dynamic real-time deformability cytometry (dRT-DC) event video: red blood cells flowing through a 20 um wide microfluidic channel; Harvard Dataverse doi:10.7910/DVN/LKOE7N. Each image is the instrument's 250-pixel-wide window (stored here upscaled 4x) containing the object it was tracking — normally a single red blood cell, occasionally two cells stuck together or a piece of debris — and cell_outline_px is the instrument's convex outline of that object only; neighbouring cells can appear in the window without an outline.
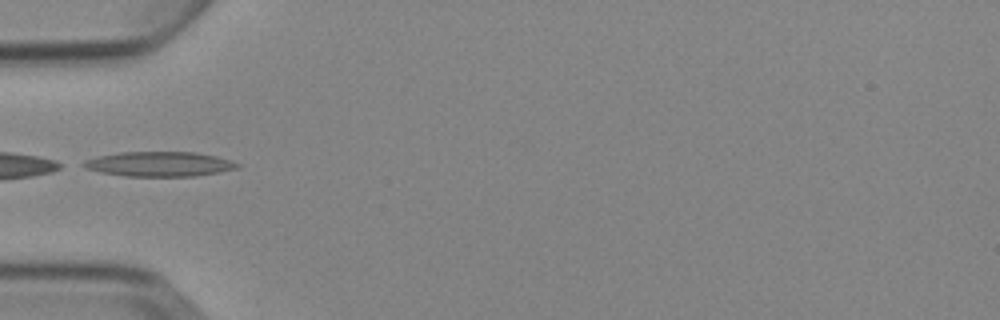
{"species": "Egyptian fruit bat (a non-hibernating species)", "species_latin": "Rousettus aegyptiacus", "temperature_condition": "cold", "stored_images_in_passage": 5, "camera_frame_rate_fps": 3000, "um_per_image_px": 0.085, "animal": {"sex": "female"}, "frame": {"image": 1, "passage_image": 5, "time_ms": 5.333, "image_size_px": [1000, 320], "cell_outline_px": [[240, 168], [220, 172], [196, 176], [124, 176], [100, 172], [84, 168], [76, 164], [84, 160], [96, 156], [120, 152], [196, 152], [216, 156], [240, 164]], "centroid_in_image_um": [13.47, 13.94], "position_along_channel_um": 71.5, "area_um2": 22.48}}